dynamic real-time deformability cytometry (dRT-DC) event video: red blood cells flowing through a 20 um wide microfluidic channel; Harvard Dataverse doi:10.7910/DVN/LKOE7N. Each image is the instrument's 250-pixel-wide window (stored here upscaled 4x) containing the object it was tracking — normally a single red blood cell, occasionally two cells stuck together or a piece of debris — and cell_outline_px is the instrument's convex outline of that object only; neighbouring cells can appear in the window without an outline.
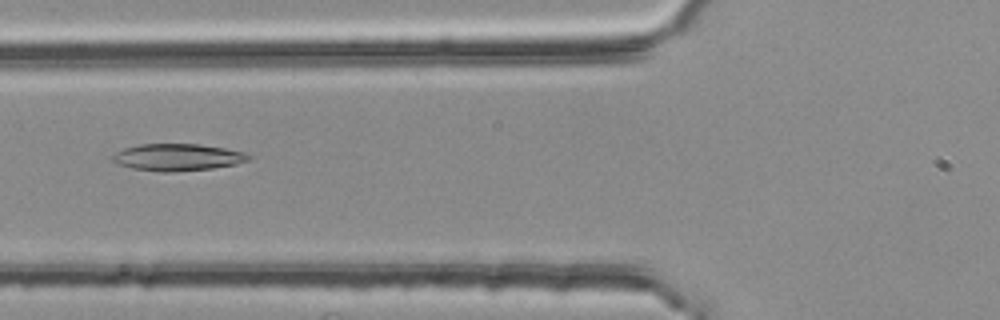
{"species": "common noctule bat (a hibernating species)", "species_latin": "Nyctalus noctula", "temperature_condition": "room temperature", "stored_images_in_passage": 33, "camera_frame_rate_fps": 3000, "um_per_image_px": 0.085, "animal": {"sex": "female", "body_mass_g": 25.1}, "frame": {"image": 1, "passage_image": 7, "time_ms": 2.0, "image_size_px": [1000, 320], "cell_outline_px": [[252, 156], [248, 160], [236, 164], [212, 168], [176, 172], [160, 172], [132, 168], [116, 164], [108, 160], [116, 152], [124, 148], [140, 144], [200, 144], [224, 148], [244, 152]], "centroid_in_image_um": [15.04, 13.37], "position_along_channel_um": 110.8, "area_um2": 21.56}}
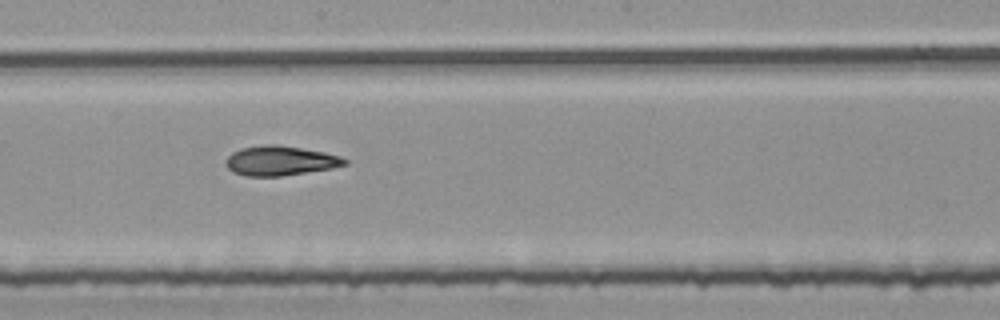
{"frame": {"image": 2, "passage_image": 16, "time_ms": 5.0, "image_size_px": [1000, 320], "cell_outline_px": [[348, 164], [332, 168], [280, 176], [244, 176], [232, 172], [224, 164], [224, 160], [232, 152], [240, 148], [264, 144], [276, 144], [324, 152], [340, 156], [348, 160]], "centroid_in_image_um": [23.77, 13.66], "position_along_channel_um": 224.4, "area_um2": 20.63}}
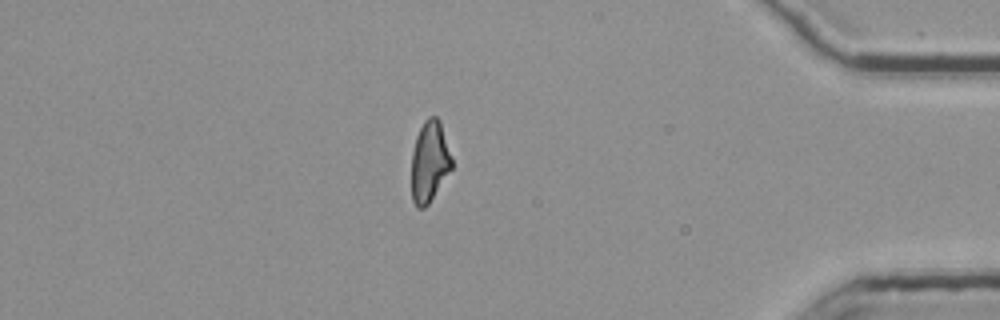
{"frame": {"image": 3, "passage_image": 33, "time_ms": 10.667, "image_size_px": [1000, 320], "cell_outline_px": [[452, 168], [428, 204], [424, 208], [416, 208], [412, 200], [412, 152], [416, 136], [424, 120], [428, 116], [436, 116], [440, 120], [452, 156]], "centroid_in_image_um": [36.51, 13.72], "position_along_channel_um": 398.7, "area_um2": 19.07}, "authors_computed_cell_mechanics": {"area_um2": 20.23, "velocity_mm_per_s": 3.7867, "shape_relaxation_time_tau1_ms": 6.8029, "shape_relaxation_time_tau2_ms": 4.0388, "deformation_change_tau1": 0.1865, "deformation_change_tau2": 0.1365}}